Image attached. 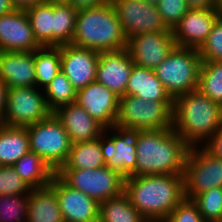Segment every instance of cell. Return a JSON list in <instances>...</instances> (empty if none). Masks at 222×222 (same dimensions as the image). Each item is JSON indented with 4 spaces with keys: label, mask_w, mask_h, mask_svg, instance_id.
Returning <instances> with one entry per match:
<instances>
[{
    "label": "cell",
    "mask_w": 222,
    "mask_h": 222,
    "mask_svg": "<svg viewBox=\"0 0 222 222\" xmlns=\"http://www.w3.org/2000/svg\"><path fill=\"white\" fill-rule=\"evenodd\" d=\"M175 46L172 31L141 33L127 42L134 64L152 70L165 60Z\"/></svg>",
    "instance_id": "13"
},
{
    "label": "cell",
    "mask_w": 222,
    "mask_h": 222,
    "mask_svg": "<svg viewBox=\"0 0 222 222\" xmlns=\"http://www.w3.org/2000/svg\"><path fill=\"white\" fill-rule=\"evenodd\" d=\"M27 195L0 196V222H27Z\"/></svg>",
    "instance_id": "34"
},
{
    "label": "cell",
    "mask_w": 222,
    "mask_h": 222,
    "mask_svg": "<svg viewBox=\"0 0 222 222\" xmlns=\"http://www.w3.org/2000/svg\"><path fill=\"white\" fill-rule=\"evenodd\" d=\"M202 60L195 48L175 46L155 74L173 99L198 87Z\"/></svg>",
    "instance_id": "5"
},
{
    "label": "cell",
    "mask_w": 222,
    "mask_h": 222,
    "mask_svg": "<svg viewBox=\"0 0 222 222\" xmlns=\"http://www.w3.org/2000/svg\"><path fill=\"white\" fill-rule=\"evenodd\" d=\"M77 13L69 4L53 5V46L71 44Z\"/></svg>",
    "instance_id": "30"
},
{
    "label": "cell",
    "mask_w": 222,
    "mask_h": 222,
    "mask_svg": "<svg viewBox=\"0 0 222 222\" xmlns=\"http://www.w3.org/2000/svg\"><path fill=\"white\" fill-rule=\"evenodd\" d=\"M192 201L198 206L205 222L222 221V187L206 190Z\"/></svg>",
    "instance_id": "33"
},
{
    "label": "cell",
    "mask_w": 222,
    "mask_h": 222,
    "mask_svg": "<svg viewBox=\"0 0 222 222\" xmlns=\"http://www.w3.org/2000/svg\"><path fill=\"white\" fill-rule=\"evenodd\" d=\"M41 47L25 11L0 16V51L31 52Z\"/></svg>",
    "instance_id": "19"
},
{
    "label": "cell",
    "mask_w": 222,
    "mask_h": 222,
    "mask_svg": "<svg viewBox=\"0 0 222 222\" xmlns=\"http://www.w3.org/2000/svg\"><path fill=\"white\" fill-rule=\"evenodd\" d=\"M144 1L153 5H157L160 2V0H144Z\"/></svg>",
    "instance_id": "47"
},
{
    "label": "cell",
    "mask_w": 222,
    "mask_h": 222,
    "mask_svg": "<svg viewBox=\"0 0 222 222\" xmlns=\"http://www.w3.org/2000/svg\"><path fill=\"white\" fill-rule=\"evenodd\" d=\"M76 103L105 128H112L115 125L119 97L105 85L94 81L77 90Z\"/></svg>",
    "instance_id": "16"
},
{
    "label": "cell",
    "mask_w": 222,
    "mask_h": 222,
    "mask_svg": "<svg viewBox=\"0 0 222 222\" xmlns=\"http://www.w3.org/2000/svg\"><path fill=\"white\" fill-rule=\"evenodd\" d=\"M98 222H147V220L123 192L116 197L99 202Z\"/></svg>",
    "instance_id": "26"
},
{
    "label": "cell",
    "mask_w": 222,
    "mask_h": 222,
    "mask_svg": "<svg viewBox=\"0 0 222 222\" xmlns=\"http://www.w3.org/2000/svg\"><path fill=\"white\" fill-rule=\"evenodd\" d=\"M14 5L11 0H0V16L14 11Z\"/></svg>",
    "instance_id": "44"
},
{
    "label": "cell",
    "mask_w": 222,
    "mask_h": 222,
    "mask_svg": "<svg viewBox=\"0 0 222 222\" xmlns=\"http://www.w3.org/2000/svg\"><path fill=\"white\" fill-rule=\"evenodd\" d=\"M56 174L70 187L102 202L124 192L125 177L106 165L98 169H59Z\"/></svg>",
    "instance_id": "8"
},
{
    "label": "cell",
    "mask_w": 222,
    "mask_h": 222,
    "mask_svg": "<svg viewBox=\"0 0 222 222\" xmlns=\"http://www.w3.org/2000/svg\"><path fill=\"white\" fill-rule=\"evenodd\" d=\"M99 52L72 44L61 45V70L76 90L96 79Z\"/></svg>",
    "instance_id": "18"
},
{
    "label": "cell",
    "mask_w": 222,
    "mask_h": 222,
    "mask_svg": "<svg viewBox=\"0 0 222 222\" xmlns=\"http://www.w3.org/2000/svg\"><path fill=\"white\" fill-rule=\"evenodd\" d=\"M138 137V129L120 125L105 128L100 135V147L105 165L117 170L124 177L131 176L136 170Z\"/></svg>",
    "instance_id": "10"
},
{
    "label": "cell",
    "mask_w": 222,
    "mask_h": 222,
    "mask_svg": "<svg viewBox=\"0 0 222 222\" xmlns=\"http://www.w3.org/2000/svg\"><path fill=\"white\" fill-rule=\"evenodd\" d=\"M105 166L99 138L72 143L66 163L60 169H98Z\"/></svg>",
    "instance_id": "27"
},
{
    "label": "cell",
    "mask_w": 222,
    "mask_h": 222,
    "mask_svg": "<svg viewBox=\"0 0 222 222\" xmlns=\"http://www.w3.org/2000/svg\"><path fill=\"white\" fill-rule=\"evenodd\" d=\"M31 190L12 166H0V196L27 195Z\"/></svg>",
    "instance_id": "35"
},
{
    "label": "cell",
    "mask_w": 222,
    "mask_h": 222,
    "mask_svg": "<svg viewBox=\"0 0 222 222\" xmlns=\"http://www.w3.org/2000/svg\"><path fill=\"white\" fill-rule=\"evenodd\" d=\"M48 108L54 112L60 106L76 102L77 90L60 70L43 89Z\"/></svg>",
    "instance_id": "32"
},
{
    "label": "cell",
    "mask_w": 222,
    "mask_h": 222,
    "mask_svg": "<svg viewBox=\"0 0 222 222\" xmlns=\"http://www.w3.org/2000/svg\"><path fill=\"white\" fill-rule=\"evenodd\" d=\"M110 0H69V5L77 11L104 5Z\"/></svg>",
    "instance_id": "40"
},
{
    "label": "cell",
    "mask_w": 222,
    "mask_h": 222,
    "mask_svg": "<svg viewBox=\"0 0 222 222\" xmlns=\"http://www.w3.org/2000/svg\"><path fill=\"white\" fill-rule=\"evenodd\" d=\"M52 113L42 89L13 87L7 92L3 124L26 127L47 119Z\"/></svg>",
    "instance_id": "11"
},
{
    "label": "cell",
    "mask_w": 222,
    "mask_h": 222,
    "mask_svg": "<svg viewBox=\"0 0 222 222\" xmlns=\"http://www.w3.org/2000/svg\"><path fill=\"white\" fill-rule=\"evenodd\" d=\"M126 95L137 96L145 101H174L154 70L135 64L131 70Z\"/></svg>",
    "instance_id": "22"
},
{
    "label": "cell",
    "mask_w": 222,
    "mask_h": 222,
    "mask_svg": "<svg viewBox=\"0 0 222 222\" xmlns=\"http://www.w3.org/2000/svg\"><path fill=\"white\" fill-rule=\"evenodd\" d=\"M0 79L8 86L35 87L34 51H0Z\"/></svg>",
    "instance_id": "21"
},
{
    "label": "cell",
    "mask_w": 222,
    "mask_h": 222,
    "mask_svg": "<svg viewBox=\"0 0 222 222\" xmlns=\"http://www.w3.org/2000/svg\"><path fill=\"white\" fill-rule=\"evenodd\" d=\"M219 18L218 9H189L172 30L176 46L198 50Z\"/></svg>",
    "instance_id": "17"
},
{
    "label": "cell",
    "mask_w": 222,
    "mask_h": 222,
    "mask_svg": "<svg viewBox=\"0 0 222 222\" xmlns=\"http://www.w3.org/2000/svg\"><path fill=\"white\" fill-rule=\"evenodd\" d=\"M156 6L164 24L170 30L174 29L189 10L186 0H160Z\"/></svg>",
    "instance_id": "37"
},
{
    "label": "cell",
    "mask_w": 222,
    "mask_h": 222,
    "mask_svg": "<svg viewBox=\"0 0 222 222\" xmlns=\"http://www.w3.org/2000/svg\"><path fill=\"white\" fill-rule=\"evenodd\" d=\"M185 198L216 187H222V159L211 154L203 145L192 146L184 170Z\"/></svg>",
    "instance_id": "9"
},
{
    "label": "cell",
    "mask_w": 222,
    "mask_h": 222,
    "mask_svg": "<svg viewBox=\"0 0 222 222\" xmlns=\"http://www.w3.org/2000/svg\"><path fill=\"white\" fill-rule=\"evenodd\" d=\"M25 12L38 43L53 46V5L43 2Z\"/></svg>",
    "instance_id": "29"
},
{
    "label": "cell",
    "mask_w": 222,
    "mask_h": 222,
    "mask_svg": "<svg viewBox=\"0 0 222 222\" xmlns=\"http://www.w3.org/2000/svg\"><path fill=\"white\" fill-rule=\"evenodd\" d=\"M128 39L111 1L77 13L71 44L97 52L127 48Z\"/></svg>",
    "instance_id": "4"
},
{
    "label": "cell",
    "mask_w": 222,
    "mask_h": 222,
    "mask_svg": "<svg viewBox=\"0 0 222 222\" xmlns=\"http://www.w3.org/2000/svg\"><path fill=\"white\" fill-rule=\"evenodd\" d=\"M12 167L32 189L50 185L56 174L50 165L31 151L20 157Z\"/></svg>",
    "instance_id": "25"
},
{
    "label": "cell",
    "mask_w": 222,
    "mask_h": 222,
    "mask_svg": "<svg viewBox=\"0 0 222 222\" xmlns=\"http://www.w3.org/2000/svg\"><path fill=\"white\" fill-rule=\"evenodd\" d=\"M202 62L222 61V18L215 23L206 41L198 49Z\"/></svg>",
    "instance_id": "36"
},
{
    "label": "cell",
    "mask_w": 222,
    "mask_h": 222,
    "mask_svg": "<svg viewBox=\"0 0 222 222\" xmlns=\"http://www.w3.org/2000/svg\"><path fill=\"white\" fill-rule=\"evenodd\" d=\"M127 39L148 32L172 31L164 24L157 6L144 0H110Z\"/></svg>",
    "instance_id": "12"
},
{
    "label": "cell",
    "mask_w": 222,
    "mask_h": 222,
    "mask_svg": "<svg viewBox=\"0 0 222 222\" xmlns=\"http://www.w3.org/2000/svg\"><path fill=\"white\" fill-rule=\"evenodd\" d=\"M190 148L173 128L139 130L136 170L131 176L184 174Z\"/></svg>",
    "instance_id": "2"
},
{
    "label": "cell",
    "mask_w": 222,
    "mask_h": 222,
    "mask_svg": "<svg viewBox=\"0 0 222 222\" xmlns=\"http://www.w3.org/2000/svg\"><path fill=\"white\" fill-rule=\"evenodd\" d=\"M174 101H145L137 96L119 98L115 125L144 130L172 128Z\"/></svg>",
    "instance_id": "6"
},
{
    "label": "cell",
    "mask_w": 222,
    "mask_h": 222,
    "mask_svg": "<svg viewBox=\"0 0 222 222\" xmlns=\"http://www.w3.org/2000/svg\"><path fill=\"white\" fill-rule=\"evenodd\" d=\"M8 86L0 79V124H3Z\"/></svg>",
    "instance_id": "43"
},
{
    "label": "cell",
    "mask_w": 222,
    "mask_h": 222,
    "mask_svg": "<svg viewBox=\"0 0 222 222\" xmlns=\"http://www.w3.org/2000/svg\"><path fill=\"white\" fill-rule=\"evenodd\" d=\"M214 156L222 159V126L203 144Z\"/></svg>",
    "instance_id": "39"
},
{
    "label": "cell",
    "mask_w": 222,
    "mask_h": 222,
    "mask_svg": "<svg viewBox=\"0 0 222 222\" xmlns=\"http://www.w3.org/2000/svg\"><path fill=\"white\" fill-rule=\"evenodd\" d=\"M36 86L44 89L61 70V45L34 51Z\"/></svg>",
    "instance_id": "28"
},
{
    "label": "cell",
    "mask_w": 222,
    "mask_h": 222,
    "mask_svg": "<svg viewBox=\"0 0 222 222\" xmlns=\"http://www.w3.org/2000/svg\"><path fill=\"white\" fill-rule=\"evenodd\" d=\"M46 4H69V0H43Z\"/></svg>",
    "instance_id": "45"
},
{
    "label": "cell",
    "mask_w": 222,
    "mask_h": 222,
    "mask_svg": "<svg viewBox=\"0 0 222 222\" xmlns=\"http://www.w3.org/2000/svg\"><path fill=\"white\" fill-rule=\"evenodd\" d=\"M189 9H217L218 0H186Z\"/></svg>",
    "instance_id": "41"
},
{
    "label": "cell",
    "mask_w": 222,
    "mask_h": 222,
    "mask_svg": "<svg viewBox=\"0 0 222 222\" xmlns=\"http://www.w3.org/2000/svg\"><path fill=\"white\" fill-rule=\"evenodd\" d=\"M30 151L26 127L0 124V166H12Z\"/></svg>",
    "instance_id": "24"
},
{
    "label": "cell",
    "mask_w": 222,
    "mask_h": 222,
    "mask_svg": "<svg viewBox=\"0 0 222 222\" xmlns=\"http://www.w3.org/2000/svg\"><path fill=\"white\" fill-rule=\"evenodd\" d=\"M53 114L61 122L72 143L95 140L105 131V127L76 102L60 106Z\"/></svg>",
    "instance_id": "20"
},
{
    "label": "cell",
    "mask_w": 222,
    "mask_h": 222,
    "mask_svg": "<svg viewBox=\"0 0 222 222\" xmlns=\"http://www.w3.org/2000/svg\"><path fill=\"white\" fill-rule=\"evenodd\" d=\"M14 8L19 11H27L38 4L43 3V0H11Z\"/></svg>",
    "instance_id": "42"
},
{
    "label": "cell",
    "mask_w": 222,
    "mask_h": 222,
    "mask_svg": "<svg viewBox=\"0 0 222 222\" xmlns=\"http://www.w3.org/2000/svg\"><path fill=\"white\" fill-rule=\"evenodd\" d=\"M124 192L147 221H165L185 199L184 175L127 176Z\"/></svg>",
    "instance_id": "1"
},
{
    "label": "cell",
    "mask_w": 222,
    "mask_h": 222,
    "mask_svg": "<svg viewBox=\"0 0 222 222\" xmlns=\"http://www.w3.org/2000/svg\"><path fill=\"white\" fill-rule=\"evenodd\" d=\"M197 89L222 106V61L201 63Z\"/></svg>",
    "instance_id": "31"
},
{
    "label": "cell",
    "mask_w": 222,
    "mask_h": 222,
    "mask_svg": "<svg viewBox=\"0 0 222 222\" xmlns=\"http://www.w3.org/2000/svg\"><path fill=\"white\" fill-rule=\"evenodd\" d=\"M133 65L127 48L100 52L95 81L105 85L119 98L123 97L126 95Z\"/></svg>",
    "instance_id": "15"
},
{
    "label": "cell",
    "mask_w": 222,
    "mask_h": 222,
    "mask_svg": "<svg viewBox=\"0 0 222 222\" xmlns=\"http://www.w3.org/2000/svg\"><path fill=\"white\" fill-rule=\"evenodd\" d=\"M30 151L39 155L57 172L67 161L72 142L61 122L52 113L47 119L26 126Z\"/></svg>",
    "instance_id": "7"
},
{
    "label": "cell",
    "mask_w": 222,
    "mask_h": 222,
    "mask_svg": "<svg viewBox=\"0 0 222 222\" xmlns=\"http://www.w3.org/2000/svg\"><path fill=\"white\" fill-rule=\"evenodd\" d=\"M217 9L219 12V16L222 18V0H218Z\"/></svg>",
    "instance_id": "46"
},
{
    "label": "cell",
    "mask_w": 222,
    "mask_h": 222,
    "mask_svg": "<svg viewBox=\"0 0 222 222\" xmlns=\"http://www.w3.org/2000/svg\"><path fill=\"white\" fill-rule=\"evenodd\" d=\"M50 186L56 192L64 222H98L99 202L67 185L57 174Z\"/></svg>",
    "instance_id": "14"
},
{
    "label": "cell",
    "mask_w": 222,
    "mask_h": 222,
    "mask_svg": "<svg viewBox=\"0 0 222 222\" xmlns=\"http://www.w3.org/2000/svg\"><path fill=\"white\" fill-rule=\"evenodd\" d=\"M165 222H205L198 206L190 199H184L169 214Z\"/></svg>",
    "instance_id": "38"
},
{
    "label": "cell",
    "mask_w": 222,
    "mask_h": 222,
    "mask_svg": "<svg viewBox=\"0 0 222 222\" xmlns=\"http://www.w3.org/2000/svg\"><path fill=\"white\" fill-rule=\"evenodd\" d=\"M27 222H64L56 192L50 185L31 190Z\"/></svg>",
    "instance_id": "23"
},
{
    "label": "cell",
    "mask_w": 222,
    "mask_h": 222,
    "mask_svg": "<svg viewBox=\"0 0 222 222\" xmlns=\"http://www.w3.org/2000/svg\"><path fill=\"white\" fill-rule=\"evenodd\" d=\"M222 126V106L198 89L174 99L172 128L190 146L203 145Z\"/></svg>",
    "instance_id": "3"
},
{
    "label": "cell",
    "mask_w": 222,
    "mask_h": 222,
    "mask_svg": "<svg viewBox=\"0 0 222 222\" xmlns=\"http://www.w3.org/2000/svg\"><path fill=\"white\" fill-rule=\"evenodd\" d=\"M147 222H165V221H147Z\"/></svg>",
    "instance_id": "48"
}]
</instances>
